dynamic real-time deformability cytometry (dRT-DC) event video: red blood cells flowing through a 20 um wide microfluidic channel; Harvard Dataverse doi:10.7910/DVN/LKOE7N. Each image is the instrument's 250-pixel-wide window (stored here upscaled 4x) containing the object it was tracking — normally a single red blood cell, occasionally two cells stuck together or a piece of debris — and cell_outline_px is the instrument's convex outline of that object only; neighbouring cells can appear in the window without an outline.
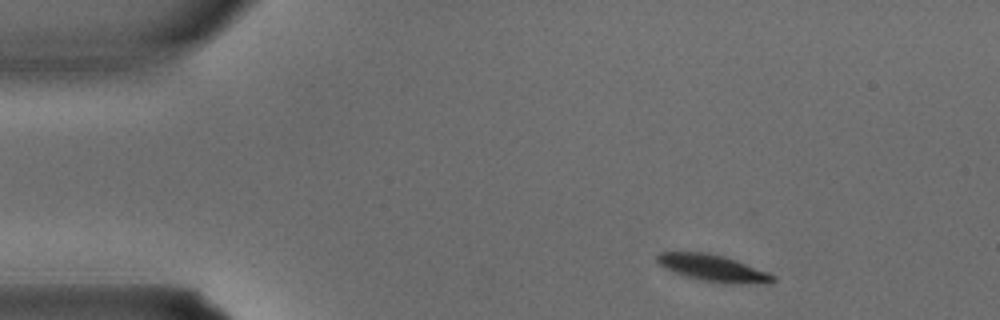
{"species": "common noctule bat (a hibernating species)", "species_latin": "Nyctalus noctula", "temperature_condition": "warm", "stored_images_in_passage": 2, "camera_frame_rate_fps": 3000, "um_per_image_px": 0.085, "animal": {"sex": "male", "body_mass_g": 15.6}, "frame": {"image": 1, "passage_image": 1, "time_ms": 0.0, "image_size_px": [1000, 320], "cell_outline_px": [[776, 280], [772, 284], [740, 284], [704, 280], [688, 276], [664, 268], [656, 260], [656, 256], [660, 252], [704, 252], [724, 256], [736, 260], [768, 272], [776, 276]], "centroid_in_image_um": [60.68, 22.79], "position_along_channel_um": 24.3, "area_um2": 17.86}}